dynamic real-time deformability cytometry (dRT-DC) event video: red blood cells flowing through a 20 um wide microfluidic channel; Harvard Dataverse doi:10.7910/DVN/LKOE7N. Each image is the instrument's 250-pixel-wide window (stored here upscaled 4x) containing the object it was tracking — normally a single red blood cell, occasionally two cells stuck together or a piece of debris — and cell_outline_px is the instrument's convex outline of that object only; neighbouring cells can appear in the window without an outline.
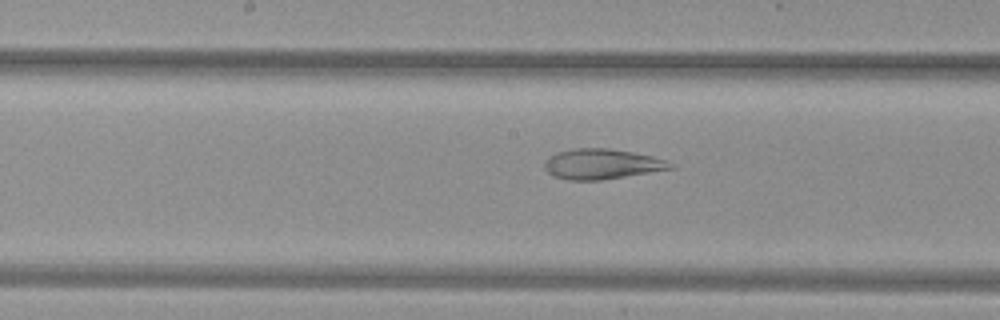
{"species": "common noctule bat (a hibernating species)", "species_latin": "Nyctalus noctula", "temperature_condition": "warm", "stored_images_in_passage": 52, "camera_frame_rate_fps": 3000, "um_per_image_px": 0.085, "animal": {"sex": "female", "body_mass_g": 29.2, "forearm_length_mm": 56.3}, "frame": {"image": 1, "passage_image": 28, "time_ms": 9.0, "image_size_px": [1000, 320], "cell_outline_px": [[676, 168], [600, 180], [568, 180], [552, 176], [544, 168], [544, 160], [548, 156], [556, 152], [576, 148], [608, 148], [632, 152], [652, 156], [668, 160]], "centroid_in_image_um": [51.13, 13.94], "position_along_channel_um": 197.1, "area_um2": 22.31}}
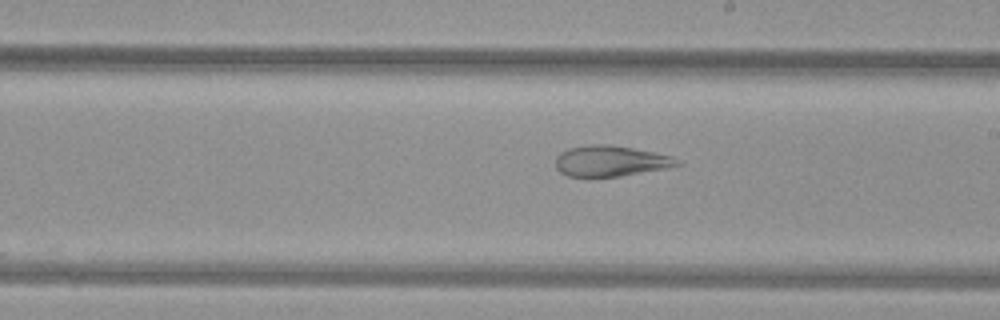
{"frame": {"image": 2, "passage_image": 31, "time_ms": 10.0, "image_size_px": [1000, 320], "cell_outline_px": [[684, 164], [664, 168], [620, 176], [568, 176], [560, 172], [556, 168], [556, 156], [560, 152], [568, 148], [592, 144], [608, 144], [632, 148], [672, 156]], "centroid_in_image_um": [51.87, 13.67], "position_along_channel_um": 237.1, "area_um2": 21.56}}
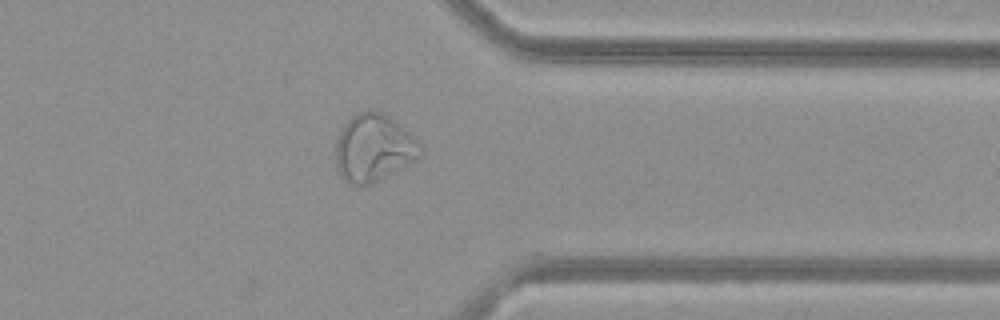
{"frame": {"image": 3, "passage_image": 42, "time_ms": 13.667, "image_size_px": [1000, 320], "cell_outline_px": [[420, 156], [416, 160], [396, 172], [368, 184], [348, 184], [340, 176], [336, 168], [336, 144], [340, 132], [344, 124], [356, 112], [368, 108], [380, 112], [388, 116], [408, 132], [420, 144]], "centroid_in_image_um": [31.73, 12.57], "position_along_channel_um": 379.7, "area_um2": 33.06}}